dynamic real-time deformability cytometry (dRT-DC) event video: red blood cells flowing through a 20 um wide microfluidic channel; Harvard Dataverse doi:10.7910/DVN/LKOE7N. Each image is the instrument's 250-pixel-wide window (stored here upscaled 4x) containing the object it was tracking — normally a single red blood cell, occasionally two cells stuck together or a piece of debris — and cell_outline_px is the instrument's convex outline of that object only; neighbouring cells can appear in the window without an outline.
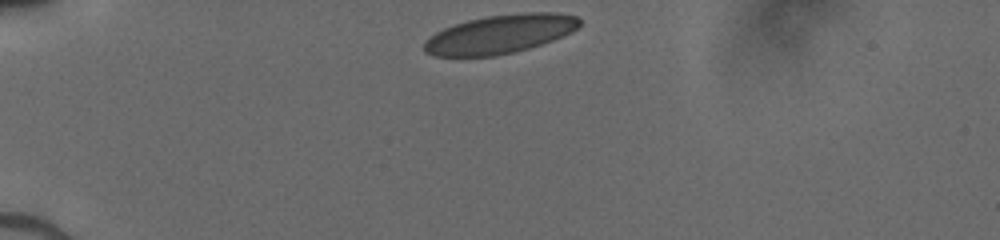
{"species": "human", "species_latin": "Homo sapiens", "temperature_condition": "cold", "stored_images_in_passage": 31, "camera_frame_rate_fps": 3000, "um_per_image_px": 0.085, "donor": {"sex": "male"}, "frame": {"image": 1, "passage_image": 1, "time_ms": 0.0, "image_size_px": [1000, 240], "cell_outline_px": [[580, 24], [572, 32], [552, 40], [528, 48], [512, 52], [492, 56], [436, 56], [424, 52], [424, 44], [436, 32], [444, 28], [468, 20], [488, 16], [524, 12], [556, 12], [576, 16], [580, 20]], "centroid_in_image_um": [42.52, 2.89], "position_along_channel_um": 42.5, "area_um2": 34.62}}
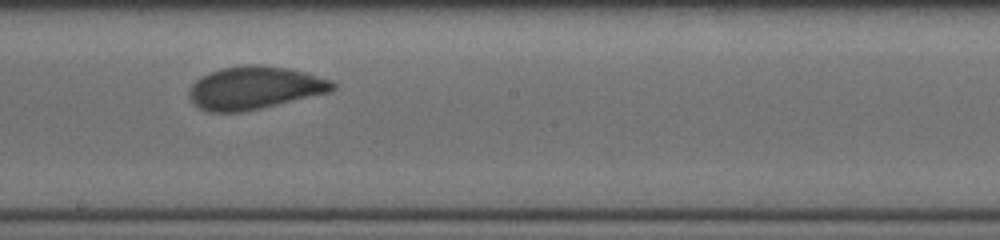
{"frame": {"image": 2, "passage_image": 18, "time_ms": 5.667, "image_size_px": [1000, 240], "cell_outline_px": [[336, 88], [332, 92], [260, 108], [240, 112], [208, 112], [200, 108], [188, 96], [188, 92], [192, 84], [200, 76], [208, 72], [220, 68], [244, 64], [260, 64], [288, 68], [304, 72], [332, 80], [336, 84]], "centroid_in_image_um": [21.65, 7.45], "position_along_channel_um": 226.6, "area_um2": 36.07}}
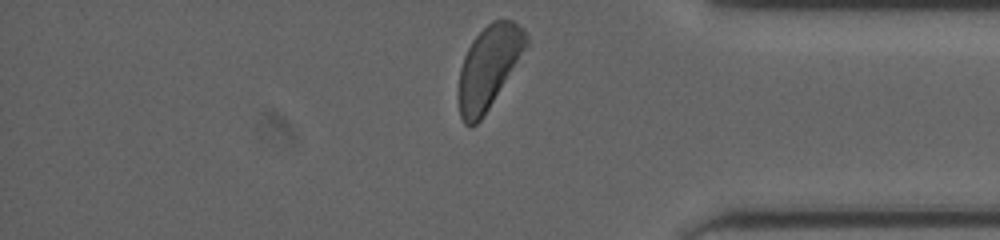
{"frame": {"image": 3, "passage_image": 31, "time_ms": 10.0, "image_size_px": [1000, 240], "cell_outline_px": [[528, 44], [488, 108], [480, 120], [476, 124], [464, 124], [460, 116], [456, 92], [460, 68], [464, 56], [472, 40], [492, 20], [512, 20], [524, 28], [528, 36]], "centroid_in_image_um": [41.5, 5.69], "position_along_channel_um": 393.7, "area_um2": 32.19}}